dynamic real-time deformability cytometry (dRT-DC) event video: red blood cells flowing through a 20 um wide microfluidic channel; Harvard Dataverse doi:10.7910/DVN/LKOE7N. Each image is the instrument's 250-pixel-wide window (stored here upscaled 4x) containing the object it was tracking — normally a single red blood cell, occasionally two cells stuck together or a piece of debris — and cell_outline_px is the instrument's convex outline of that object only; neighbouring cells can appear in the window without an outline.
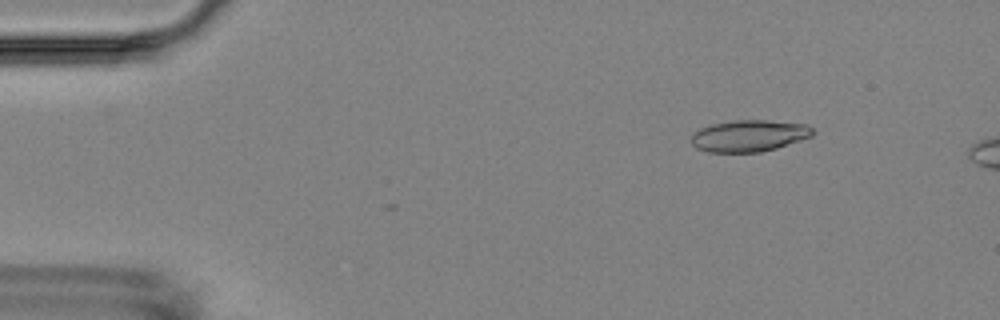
{"species": "Egyptian fruit bat (a non-hibernating species)", "species_latin": "Rousettus aegyptiacus", "temperature_condition": "room temperature", "stored_images_in_passage": 5, "camera_frame_rate_fps": 3000, "um_per_image_px": 0.085, "animal": {"sex": "female"}, "frame": {"image": 1, "passage_image": 3, "time_ms": 2.0, "image_size_px": [1000, 320], "cell_outline_px": [[816, 132], [812, 136], [776, 148], [760, 152], [708, 152], [696, 148], [692, 144], [692, 136], [700, 128], [712, 124], [736, 120], [768, 120], [808, 124]], "centroid_in_image_um": [63.7, 11.54], "position_along_channel_um": 21.3, "area_um2": 22.37}}